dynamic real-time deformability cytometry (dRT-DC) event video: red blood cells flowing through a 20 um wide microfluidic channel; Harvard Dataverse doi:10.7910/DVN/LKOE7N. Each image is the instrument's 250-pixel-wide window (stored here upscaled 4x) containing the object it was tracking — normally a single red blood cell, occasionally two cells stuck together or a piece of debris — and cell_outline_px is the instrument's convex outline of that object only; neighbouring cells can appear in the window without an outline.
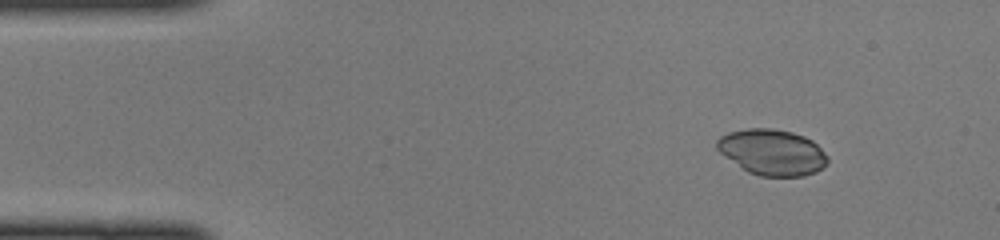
{"species": "common noctule bat (a hibernating species)", "species_latin": "Nyctalus noctula", "temperature_condition": "cold", "stored_images_in_passage": 46, "camera_frame_rate_fps": 3000, "um_per_image_px": 0.085, "animal": {"sex": "female", "body_mass_g": 22.0, "forearm_length_mm": 56.7}, "frame": {"image": 1, "passage_image": 5, "time_ms": 1.333, "image_size_px": [1000, 240], "cell_outline_px": [[828, 164], [816, 172], [804, 176], [760, 176], [748, 172], [724, 156], [716, 148], [716, 140], [720, 136], [728, 132], [748, 128], [772, 128], [792, 132], [804, 136], [812, 140], [828, 156]], "centroid_in_image_um": [65.63, 12.93], "position_along_channel_um": 19.4, "area_um2": 29.71}}